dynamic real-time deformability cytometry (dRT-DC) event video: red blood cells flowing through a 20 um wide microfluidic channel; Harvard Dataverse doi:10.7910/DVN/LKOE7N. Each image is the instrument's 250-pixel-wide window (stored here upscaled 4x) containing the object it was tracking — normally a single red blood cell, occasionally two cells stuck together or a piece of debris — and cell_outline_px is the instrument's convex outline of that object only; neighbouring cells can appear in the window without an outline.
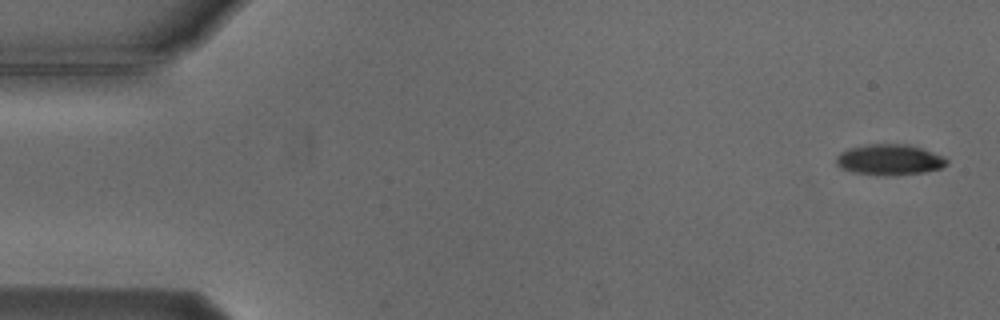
{"species": "Egyptian fruit bat (a non-hibernating species)", "species_latin": "Rousettus aegyptiacus", "temperature_condition": "cold", "stored_images_in_passage": 5, "segment_of_instrument_passage": [1, 2], "camera_frame_rate_fps": 3000, "um_per_image_px": 0.085, "animal": {"sex": "male"}, "frame": {"image": 1, "passage_image": 1, "time_ms": 0.0, "image_size_px": [1000, 320], "cell_outline_px": [[948, 164], [940, 168], [924, 172], [896, 176], [876, 176], [852, 172], [840, 168], [836, 164], [836, 156], [840, 152], [848, 148], [864, 144], [904, 144], [920, 148], [944, 156], [948, 160]], "centroid_in_image_um": [75.56, 13.59], "position_along_channel_um": 9.4, "area_um2": 20.17}}
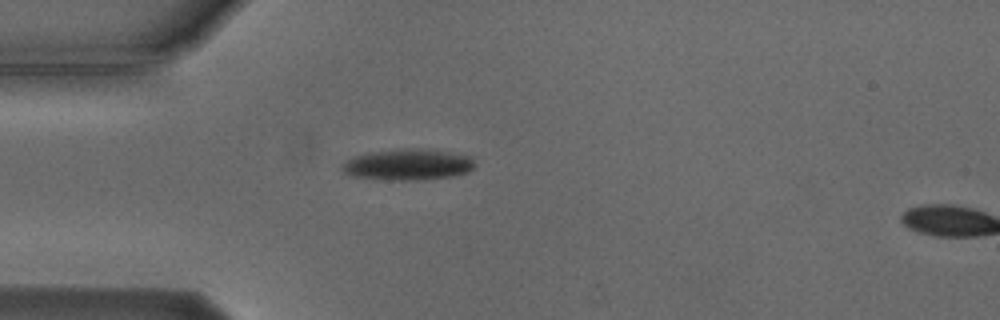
{"frame": {"image": 2, "passage_image": 4, "time_ms": 4.333, "image_size_px": [1000, 320], "cell_outline_px": [[476, 164], [468, 172], [452, 176], [424, 180], [388, 180], [352, 176], [344, 172], [340, 168], [340, 164], [356, 156], [368, 152], [404, 148], [444, 152], [472, 156]], "centroid_in_image_um": [34.65, 14.01], "position_along_channel_um": 50.3, "area_um2": 23.93}}